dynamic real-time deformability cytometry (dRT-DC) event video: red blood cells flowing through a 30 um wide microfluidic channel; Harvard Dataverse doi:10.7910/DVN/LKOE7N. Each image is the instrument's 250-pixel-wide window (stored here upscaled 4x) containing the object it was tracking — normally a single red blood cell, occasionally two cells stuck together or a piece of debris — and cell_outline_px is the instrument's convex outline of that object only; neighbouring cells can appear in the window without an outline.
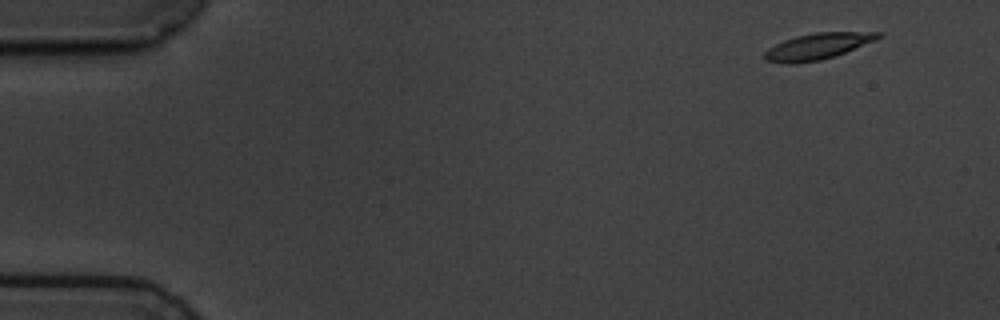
{"species": "common noctule bat (a hibernating species)", "species_latin": "Nyctalus noctula", "temperature_condition": "cold", "stored_images_in_passage": 4, "camera_frame_rate_fps": 3000, "um_per_image_px": 0.085, "animal": {"sex": "male", "body_mass_g": 19.5, "forearm_length_mm": 54.6}, "frame": {"image": 1, "passage_image": 1, "time_ms": 0.0, "image_size_px": [1000, 320], "cell_outline_px": [[884, 36], [876, 40], [844, 52], [820, 60], [796, 64], [788, 64], [764, 60], [764, 52], [768, 48], [784, 40], [796, 36], [816, 32], [884, 32]], "centroid_in_image_um": [69.49, 3.93], "position_along_channel_um": 15.5, "area_um2": 17.28}}